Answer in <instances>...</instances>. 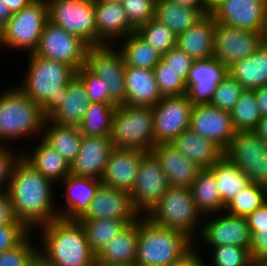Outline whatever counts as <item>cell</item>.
I'll list each match as a JSON object with an SVG mask.
<instances>
[{"label": "cell", "instance_id": "55", "mask_svg": "<svg viewBox=\"0 0 267 266\" xmlns=\"http://www.w3.org/2000/svg\"><path fill=\"white\" fill-rule=\"evenodd\" d=\"M261 116H267V85L254 89Z\"/></svg>", "mask_w": 267, "mask_h": 266}, {"label": "cell", "instance_id": "38", "mask_svg": "<svg viewBox=\"0 0 267 266\" xmlns=\"http://www.w3.org/2000/svg\"><path fill=\"white\" fill-rule=\"evenodd\" d=\"M112 103H90L78 125L82 135L88 137H110L112 119L116 109Z\"/></svg>", "mask_w": 267, "mask_h": 266}, {"label": "cell", "instance_id": "44", "mask_svg": "<svg viewBox=\"0 0 267 266\" xmlns=\"http://www.w3.org/2000/svg\"><path fill=\"white\" fill-rule=\"evenodd\" d=\"M211 252L206 262L209 266H254L255 263L249 248L225 245L212 247Z\"/></svg>", "mask_w": 267, "mask_h": 266}, {"label": "cell", "instance_id": "35", "mask_svg": "<svg viewBox=\"0 0 267 266\" xmlns=\"http://www.w3.org/2000/svg\"><path fill=\"white\" fill-rule=\"evenodd\" d=\"M192 198L197 211L204 218L205 215L223 212L226 205L221 199L213 173L209 169H202L190 187Z\"/></svg>", "mask_w": 267, "mask_h": 266}, {"label": "cell", "instance_id": "23", "mask_svg": "<svg viewBox=\"0 0 267 266\" xmlns=\"http://www.w3.org/2000/svg\"><path fill=\"white\" fill-rule=\"evenodd\" d=\"M114 148L110 137L83 135L79 153L70 164V174L101 179Z\"/></svg>", "mask_w": 267, "mask_h": 266}, {"label": "cell", "instance_id": "24", "mask_svg": "<svg viewBox=\"0 0 267 266\" xmlns=\"http://www.w3.org/2000/svg\"><path fill=\"white\" fill-rule=\"evenodd\" d=\"M147 153L114 148L100 179L101 183L130 193L136 183L140 162Z\"/></svg>", "mask_w": 267, "mask_h": 266}, {"label": "cell", "instance_id": "9", "mask_svg": "<svg viewBox=\"0 0 267 266\" xmlns=\"http://www.w3.org/2000/svg\"><path fill=\"white\" fill-rule=\"evenodd\" d=\"M223 156L236 164L252 184L267 188V143L254 131L236 132Z\"/></svg>", "mask_w": 267, "mask_h": 266}, {"label": "cell", "instance_id": "31", "mask_svg": "<svg viewBox=\"0 0 267 266\" xmlns=\"http://www.w3.org/2000/svg\"><path fill=\"white\" fill-rule=\"evenodd\" d=\"M90 104L82 80L75 75L67 84V95L47 120L58 125L78 126Z\"/></svg>", "mask_w": 267, "mask_h": 266}, {"label": "cell", "instance_id": "53", "mask_svg": "<svg viewBox=\"0 0 267 266\" xmlns=\"http://www.w3.org/2000/svg\"><path fill=\"white\" fill-rule=\"evenodd\" d=\"M15 219L8 193L0 192V226L11 223Z\"/></svg>", "mask_w": 267, "mask_h": 266}, {"label": "cell", "instance_id": "2", "mask_svg": "<svg viewBox=\"0 0 267 266\" xmlns=\"http://www.w3.org/2000/svg\"><path fill=\"white\" fill-rule=\"evenodd\" d=\"M38 258L47 266H96L86 233L78 220L58 218L37 228Z\"/></svg>", "mask_w": 267, "mask_h": 266}, {"label": "cell", "instance_id": "20", "mask_svg": "<svg viewBox=\"0 0 267 266\" xmlns=\"http://www.w3.org/2000/svg\"><path fill=\"white\" fill-rule=\"evenodd\" d=\"M139 217L140 214L133 208L129 192L101 184L89 209L79 220L111 218L132 224Z\"/></svg>", "mask_w": 267, "mask_h": 266}, {"label": "cell", "instance_id": "15", "mask_svg": "<svg viewBox=\"0 0 267 266\" xmlns=\"http://www.w3.org/2000/svg\"><path fill=\"white\" fill-rule=\"evenodd\" d=\"M193 103L186 97L165 96L154 107V142L171 143L190 128Z\"/></svg>", "mask_w": 267, "mask_h": 266}, {"label": "cell", "instance_id": "59", "mask_svg": "<svg viewBox=\"0 0 267 266\" xmlns=\"http://www.w3.org/2000/svg\"><path fill=\"white\" fill-rule=\"evenodd\" d=\"M253 131L267 143V116H261V119Z\"/></svg>", "mask_w": 267, "mask_h": 266}, {"label": "cell", "instance_id": "12", "mask_svg": "<svg viewBox=\"0 0 267 266\" xmlns=\"http://www.w3.org/2000/svg\"><path fill=\"white\" fill-rule=\"evenodd\" d=\"M48 20L96 46L94 0H47Z\"/></svg>", "mask_w": 267, "mask_h": 266}, {"label": "cell", "instance_id": "28", "mask_svg": "<svg viewBox=\"0 0 267 266\" xmlns=\"http://www.w3.org/2000/svg\"><path fill=\"white\" fill-rule=\"evenodd\" d=\"M36 143L35 146H29L32 150L28 147L29 151L27 148L26 151H21V156L44 177L58 186L59 182L70 174V165L42 138H39Z\"/></svg>", "mask_w": 267, "mask_h": 266}, {"label": "cell", "instance_id": "46", "mask_svg": "<svg viewBox=\"0 0 267 266\" xmlns=\"http://www.w3.org/2000/svg\"><path fill=\"white\" fill-rule=\"evenodd\" d=\"M244 91L243 86L228 75L216 86L210 105L230 112Z\"/></svg>", "mask_w": 267, "mask_h": 266}, {"label": "cell", "instance_id": "18", "mask_svg": "<svg viewBox=\"0 0 267 266\" xmlns=\"http://www.w3.org/2000/svg\"><path fill=\"white\" fill-rule=\"evenodd\" d=\"M228 75V67L214 57L194 60L185 81V95L193 105L210 104L216 86Z\"/></svg>", "mask_w": 267, "mask_h": 266}, {"label": "cell", "instance_id": "34", "mask_svg": "<svg viewBox=\"0 0 267 266\" xmlns=\"http://www.w3.org/2000/svg\"><path fill=\"white\" fill-rule=\"evenodd\" d=\"M205 15L198 9L175 0H157L154 19L166 25L176 36L195 25Z\"/></svg>", "mask_w": 267, "mask_h": 266}, {"label": "cell", "instance_id": "43", "mask_svg": "<svg viewBox=\"0 0 267 266\" xmlns=\"http://www.w3.org/2000/svg\"><path fill=\"white\" fill-rule=\"evenodd\" d=\"M136 33L161 55L176 47V34L154 18L141 26Z\"/></svg>", "mask_w": 267, "mask_h": 266}, {"label": "cell", "instance_id": "29", "mask_svg": "<svg viewBox=\"0 0 267 266\" xmlns=\"http://www.w3.org/2000/svg\"><path fill=\"white\" fill-rule=\"evenodd\" d=\"M138 220L115 235L96 256V265H134L137 255Z\"/></svg>", "mask_w": 267, "mask_h": 266}, {"label": "cell", "instance_id": "30", "mask_svg": "<svg viewBox=\"0 0 267 266\" xmlns=\"http://www.w3.org/2000/svg\"><path fill=\"white\" fill-rule=\"evenodd\" d=\"M170 144L202 169H209L224 152L213 141L196 134L190 128L181 132Z\"/></svg>", "mask_w": 267, "mask_h": 266}, {"label": "cell", "instance_id": "47", "mask_svg": "<svg viewBox=\"0 0 267 266\" xmlns=\"http://www.w3.org/2000/svg\"><path fill=\"white\" fill-rule=\"evenodd\" d=\"M160 93L165 96H181L186 93L185 81L161 59L153 69Z\"/></svg>", "mask_w": 267, "mask_h": 266}, {"label": "cell", "instance_id": "21", "mask_svg": "<svg viewBox=\"0 0 267 266\" xmlns=\"http://www.w3.org/2000/svg\"><path fill=\"white\" fill-rule=\"evenodd\" d=\"M96 46L113 42L136 32L129 23L121 2L94 0Z\"/></svg>", "mask_w": 267, "mask_h": 266}, {"label": "cell", "instance_id": "49", "mask_svg": "<svg viewBox=\"0 0 267 266\" xmlns=\"http://www.w3.org/2000/svg\"><path fill=\"white\" fill-rule=\"evenodd\" d=\"M82 80L90 103H109L107 83L91 73L85 66L76 72Z\"/></svg>", "mask_w": 267, "mask_h": 266}, {"label": "cell", "instance_id": "4", "mask_svg": "<svg viewBox=\"0 0 267 266\" xmlns=\"http://www.w3.org/2000/svg\"><path fill=\"white\" fill-rule=\"evenodd\" d=\"M187 234L158 226L145 216L138 219L136 266H171L195 246Z\"/></svg>", "mask_w": 267, "mask_h": 266}, {"label": "cell", "instance_id": "61", "mask_svg": "<svg viewBox=\"0 0 267 266\" xmlns=\"http://www.w3.org/2000/svg\"><path fill=\"white\" fill-rule=\"evenodd\" d=\"M32 266H47L39 258L32 264Z\"/></svg>", "mask_w": 267, "mask_h": 266}, {"label": "cell", "instance_id": "22", "mask_svg": "<svg viewBox=\"0 0 267 266\" xmlns=\"http://www.w3.org/2000/svg\"><path fill=\"white\" fill-rule=\"evenodd\" d=\"M59 184L65 190L60 197L66 199L65 202L63 201L62 207L61 205L60 208L57 207L59 218L79 220L89 209V205L102 183L100 179L69 174Z\"/></svg>", "mask_w": 267, "mask_h": 266}, {"label": "cell", "instance_id": "45", "mask_svg": "<svg viewBox=\"0 0 267 266\" xmlns=\"http://www.w3.org/2000/svg\"><path fill=\"white\" fill-rule=\"evenodd\" d=\"M30 232L17 246L0 253V266H32L38 259V248ZM34 243V244H33Z\"/></svg>", "mask_w": 267, "mask_h": 266}, {"label": "cell", "instance_id": "40", "mask_svg": "<svg viewBox=\"0 0 267 266\" xmlns=\"http://www.w3.org/2000/svg\"><path fill=\"white\" fill-rule=\"evenodd\" d=\"M230 115L236 132L253 131L256 128L261 114L253 90H245L241 94L240 99L230 111Z\"/></svg>", "mask_w": 267, "mask_h": 266}, {"label": "cell", "instance_id": "65", "mask_svg": "<svg viewBox=\"0 0 267 266\" xmlns=\"http://www.w3.org/2000/svg\"><path fill=\"white\" fill-rule=\"evenodd\" d=\"M0 45H2V43H1V30H0ZM0 47H2V46H0Z\"/></svg>", "mask_w": 267, "mask_h": 266}, {"label": "cell", "instance_id": "56", "mask_svg": "<svg viewBox=\"0 0 267 266\" xmlns=\"http://www.w3.org/2000/svg\"><path fill=\"white\" fill-rule=\"evenodd\" d=\"M181 5L198 8L204 15L210 14L211 7L204 0H175Z\"/></svg>", "mask_w": 267, "mask_h": 266}, {"label": "cell", "instance_id": "60", "mask_svg": "<svg viewBox=\"0 0 267 266\" xmlns=\"http://www.w3.org/2000/svg\"><path fill=\"white\" fill-rule=\"evenodd\" d=\"M254 266H267V260L256 261Z\"/></svg>", "mask_w": 267, "mask_h": 266}, {"label": "cell", "instance_id": "50", "mask_svg": "<svg viewBox=\"0 0 267 266\" xmlns=\"http://www.w3.org/2000/svg\"><path fill=\"white\" fill-rule=\"evenodd\" d=\"M31 231L15 219L11 223L0 226V253L17 246Z\"/></svg>", "mask_w": 267, "mask_h": 266}, {"label": "cell", "instance_id": "33", "mask_svg": "<svg viewBox=\"0 0 267 266\" xmlns=\"http://www.w3.org/2000/svg\"><path fill=\"white\" fill-rule=\"evenodd\" d=\"M82 133L78 126L58 125L45 120L41 138L70 165L79 153Z\"/></svg>", "mask_w": 267, "mask_h": 266}, {"label": "cell", "instance_id": "27", "mask_svg": "<svg viewBox=\"0 0 267 266\" xmlns=\"http://www.w3.org/2000/svg\"><path fill=\"white\" fill-rule=\"evenodd\" d=\"M126 105L154 107L162 98L154 71L125 68Z\"/></svg>", "mask_w": 267, "mask_h": 266}, {"label": "cell", "instance_id": "19", "mask_svg": "<svg viewBox=\"0 0 267 266\" xmlns=\"http://www.w3.org/2000/svg\"><path fill=\"white\" fill-rule=\"evenodd\" d=\"M190 129L196 134L208 138L223 151L235 136L230 112L210 104L193 105Z\"/></svg>", "mask_w": 267, "mask_h": 266}, {"label": "cell", "instance_id": "58", "mask_svg": "<svg viewBox=\"0 0 267 266\" xmlns=\"http://www.w3.org/2000/svg\"><path fill=\"white\" fill-rule=\"evenodd\" d=\"M11 12L17 13L23 8L27 7L32 1L31 0H4Z\"/></svg>", "mask_w": 267, "mask_h": 266}, {"label": "cell", "instance_id": "6", "mask_svg": "<svg viewBox=\"0 0 267 266\" xmlns=\"http://www.w3.org/2000/svg\"><path fill=\"white\" fill-rule=\"evenodd\" d=\"M145 217L158 226L187 234L195 244L203 223V217L197 211L191 190L186 187L170 186Z\"/></svg>", "mask_w": 267, "mask_h": 266}, {"label": "cell", "instance_id": "54", "mask_svg": "<svg viewBox=\"0 0 267 266\" xmlns=\"http://www.w3.org/2000/svg\"><path fill=\"white\" fill-rule=\"evenodd\" d=\"M198 243L190 252H188L182 259L176 261L171 266H206L202 254H200V248L197 247ZM196 249V250H195ZM208 266V265H207Z\"/></svg>", "mask_w": 267, "mask_h": 266}, {"label": "cell", "instance_id": "26", "mask_svg": "<svg viewBox=\"0 0 267 266\" xmlns=\"http://www.w3.org/2000/svg\"><path fill=\"white\" fill-rule=\"evenodd\" d=\"M216 23L210 14L177 35L176 46L193 60L213 57Z\"/></svg>", "mask_w": 267, "mask_h": 266}, {"label": "cell", "instance_id": "14", "mask_svg": "<svg viewBox=\"0 0 267 266\" xmlns=\"http://www.w3.org/2000/svg\"><path fill=\"white\" fill-rule=\"evenodd\" d=\"M267 32H253L216 23L213 57L227 67L255 53Z\"/></svg>", "mask_w": 267, "mask_h": 266}, {"label": "cell", "instance_id": "11", "mask_svg": "<svg viewBox=\"0 0 267 266\" xmlns=\"http://www.w3.org/2000/svg\"><path fill=\"white\" fill-rule=\"evenodd\" d=\"M89 47L90 45L81 37L65 31L48 20L39 45L33 53L41 58L69 65L77 72L85 66Z\"/></svg>", "mask_w": 267, "mask_h": 266}, {"label": "cell", "instance_id": "37", "mask_svg": "<svg viewBox=\"0 0 267 266\" xmlns=\"http://www.w3.org/2000/svg\"><path fill=\"white\" fill-rule=\"evenodd\" d=\"M119 48L126 67H136L153 70L162 55L155 51L136 32L121 39Z\"/></svg>", "mask_w": 267, "mask_h": 266}, {"label": "cell", "instance_id": "64", "mask_svg": "<svg viewBox=\"0 0 267 266\" xmlns=\"http://www.w3.org/2000/svg\"><path fill=\"white\" fill-rule=\"evenodd\" d=\"M104 1L122 2L123 0H104Z\"/></svg>", "mask_w": 267, "mask_h": 266}, {"label": "cell", "instance_id": "3", "mask_svg": "<svg viewBox=\"0 0 267 266\" xmlns=\"http://www.w3.org/2000/svg\"><path fill=\"white\" fill-rule=\"evenodd\" d=\"M22 85H16L24 94L42 107L47 117L62 104L67 95V84L76 75L69 65L44 59L30 53Z\"/></svg>", "mask_w": 267, "mask_h": 266}, {"label": "cell", "instance_id": "36", "mask_svg": "<svg viewBox=\"0 0 267 266\" xmlns=\"http://www.w3.org/2000/svg\"><path fill=\"white\" fill-rule=\"evenodd\" d=\"M209 170L213 173L222 201L227 205L251 182L246 174L222 156Z\"/></svg>", "mask_w": 267, "mask_h": 266}, {"label": "cell", "instance_id": "57", "mask_svg": "<svg viewBox=\"0 0 267 266\" xmlns=\"http://www.w3.org/2000/svg\"><path fill=\"white\" fill-rule=\"evenodd\" d=\"M13 13L4 0H0V30L8 23Z\"/></svg>", "mask_w": 267, "mask_h": 266}, {"label": "cell", "instance_id": "25", "mask_svg": "<svg viewBox=\"0 0 267 266\" xmlns=\"http://www.w3.org/2000/svg\"><path fill=\"white\" fill-rule=\"evenodd\" d=\"M150 152L159 161L169 186L190 188L202 170L170 143H158Z\"/></svg>", "mask_w": 267, "mask_h": 266}, {"label": "cell", "instance_id": "41", "mask_svg": "<svg viewBox=\"0 0 267 266\" xmlns=\"http://www.w3.org/2000/svg\"><path fill=\"white\" fill-rule=\"evenodd\" d=\"M251 235L253 260H267V201L246 217Z\"/></svg>", "mask_w": 267, "mask_h": 266}, {"label": "cell", "instance_id": "32", "mask_svg": "<svg viewBox=\"0 0 267 266\" xmlns=\"http://www.w3.org/2000/svg\"><path fill=\"white\" fill-rule=\"evenodd\" d=\"M228 72L245 90L267 85V40L255 53L229 66Z\"/></svg>", "mask_w": 267, "mask_h": 266}, {"label": "cell", "instance_id": "8", "mask_svg": "<svg viewBox=\"0 0 267 266\" xmlns=\"http://www.w3.org/2000/svg\"><path fill=\"white\" fill-rule=\"evenodd\" d=\"M47 21V0L31 2L21 11L14 13L1 29V46L11 50H26V54L33 53L39 45Z\"/></svg>", "mask_w": 267, "mask_h": 266}, {"label": "cell", "instance_id": "10", "mask_svg": "<svg viewBox=\"0 0 267 266\" xmlns=\"http://www.w3.org/2000/svg\"><path fill=\"white\" fill-rule=\"evenodd\" d=\"M117 45L118 43L90 46L85 59V67L107 83L109 103L120 106L126 104V65Z\"/></svg>", "mask_w": 267, "mask_h": 266}, {"label": "cell", "instance_id": "42", "mask_svg": "<svg viewBox=\"0 0 267 266\" xmlns=\"http://www.w3.org/2000/svg\"><path fill=\"white\" fill-rule=\"evenodd\" d=\"M266 201L267 188L251 183L226 205L224 211L234 216L247 217Z\"/></svg>", "mask_w": 267, "mask_h": 266}, {"label": "cell", "instance_id": "48", "mask_svg": "<svg viewBox=\"0 0 267 266\" xmlns=\"http://www.w3.org/2000/svg\"><path fill=\"white\" fill-rule=\"evenodd\" d=\"M157 0H123L124 11L130 26L137 31L141 26L154 18Z\"/></svg>", "mask_w": 267, "mask_h": 266}, {"label": "cell", "instance_id": "16", "mask_svg": "<svg viewBox=\"0 0 267 266\" xmlns=\"http://www.w3.org/2000/svg\"><path fill=\"white\" fill-rule=\"evenodd\" d=\"M206 217L211 218L210 220L207 218L206 222L204 221ZM205 218H202L205 224L201 225L198 239L206 243L208 249L225 245L250 249L251 235L246 217L234 216L223 211L222 214L219 212Z\"/></svg>", "mask_w": 267, "mask_h": 266}, {"label": "cell", "instance_id": "62", "mask_svg": "<svg viewBox=\"0 0 267 266\" xmlns=\"http://www.w3.org/2000/svg\"><path fill=\"white\" fill-rule=\"evenodd\" d=\"M210 7H212L218 0H204Z\"/></svg>", "mask_w": 267, "mask_h": 266}, {"label": "cell", "instance_id": "52", "mask_svg": "<svg viewBox=\"0 0 267 266\" xmlns=\"http://www.w3.org/2000/svg\"><path fill=\"white\" fill-rule=\"evenodd\" d=\"M162 60L178 75L186 81L188 72L192 66L193 59L177 46L162 55Z\"/></svg>", "mask_w": 267, "mask_h": 266}, {"label": "cell", "instance_id": "17", "mask_svg": "<svg viewBox=\"0 0 267 266\" xmlns=\"http://www.w3.org/2000/svg\"><path fill=\"white\" fill-rule=\"evenodd\" d=\"M169 187L159 161L148 152L140 162L136 183L130 192L133 208L145 216Z\"/></svg>", "mask_w": 267, "mask_h": 266}, {"label": "cell", "instance_id": "5", "mask_svg": "<svg viewBox=\"0 0 267 266\" xmlns=\"http://www.w3.org/2000/svg\"><path fill=\"white\" fill-rule=\"evenodd\" d=\"M47 117L42 107L24 94L17 86L2 90L0 94V146L14 140L42 136ZM37 134V135H35Z\"/></svg>", "mask_w": 267, "mask_h": 266}, {"label": "cell", "instance_id": "39", "mask_svg": "<svg viewBox=\"0 0 267 266\" xmlns=\"http://www.w3.org/2000/svg\"><path fill=\"white\" fill-rule=\"evenodd\" d=\"M78 221L83 226L89 247L96 256L115 235L129 225L124 220L111 218Z\"/></svg>", "mask_w": 267, "mask_h": 266}, {"label": "cell", "instance_id": "63", "mask_svg": "<svg viewBox=\"0 0 267 266\" xmlns=\"http://www.w3.org/2000/svg\"><path fill=\"white\" fill-rule=\"evenodd\" d=\"M96 266H106V265H96ZM117 266H136V265L134 264V265H117Z\"/></svg>", "mask_w": 267, "mask_h": 266}, {"label": "cell", "instance_id": "13", "mask_svg": "<svg viewBox=\"0 0 267 266\" xmlns=\"http://www.w3.org/2000/svg\"><path fill=\"white\" fill-rule=\"evenodd\" d=\"M215 23L267 32V0H218L210 10Z\"/></svg>", "mask_w": 267, "mask_h": 266}, {"label": "cell", "instance_id": "51", "mask_svg": "<svg viewBox=\"0 0 267 266\" xmlns=\"http://www.w3.org/2000/svg\"><path fill=\"white\" fill-rule=\"evenodd\" d=\"M14 148L10 145L0 146V192L8 191L12 167L21 155V150Z\"/></svg>", "mask_w": 267, "mask_h": 266}, {"label": "cell", "instance_id": "7", "mask_svg": "<svg viewBox=\"0 0 267 266\" xmlns=\"http://www.w3.org/2000/svg\"><path fill=\"white\" fill-rule=\"evenodd\" d=\"M110 139L115 148L150 152L154 142L153 107L122 104L112 119Z\"/></svg>", "mask_w": 267, "mask_h": 266}, {"label": "cell", "instance_id": "1", "mask_svg": "<svg viewBox=\"0 0 267 266\" xmlns=\"http://www.w3.org/2000/svg\"><path fill=\"white\" fill-rule=\"evenodd\" d=\"M53 186L57 187L21 155L15 161L7 193L15 218L33 234L40 226L59 218Z\"/></svg>", "mask_w": 267, "mask_h": 266}]
</instances>
